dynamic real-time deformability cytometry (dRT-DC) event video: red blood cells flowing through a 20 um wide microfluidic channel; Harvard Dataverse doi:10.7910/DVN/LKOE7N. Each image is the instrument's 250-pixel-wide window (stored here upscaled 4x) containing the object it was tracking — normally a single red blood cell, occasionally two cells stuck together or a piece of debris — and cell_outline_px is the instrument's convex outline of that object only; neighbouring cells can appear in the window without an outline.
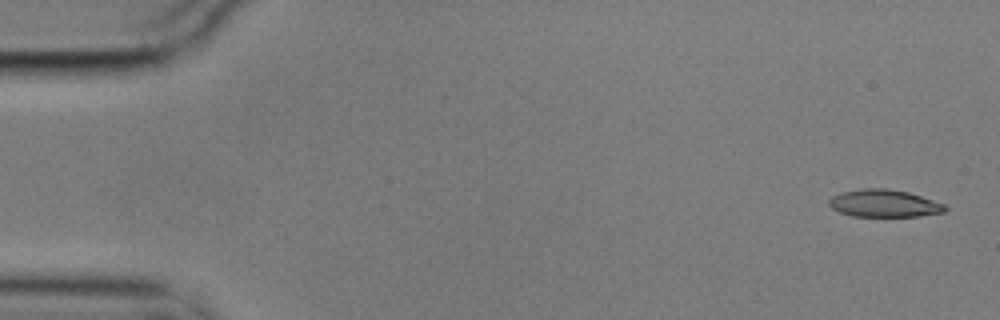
{"species": "common noctule bat (a hibernating species)", "species_latin": "Nyctalus noctula", "temperature_condition": "cold", "stored_images_in_passage": 4, "camera_frame_rate_fps": 3000, "um_per_image_px": 0.085, "animal": {"sex": "male", "body_mass_g": 17.9}, "frame": {"image": 1, "passage_image": 1, "time_ms": 0.0, "image_size_px": [1000, 320], "cell_outline_px": [[948, 208], [944, 212], [920, 216], [852, 216], [840, 212], [832, 208], [828, 204], [828, 200], [832, 196], [840, 192], [864, 188], [888, 188], [908, 192], [944, 204]], "centroid_in_image_um": [75.12, 17.28], "position_along_channel_um": 9.9, "area_um2": 18.55}}